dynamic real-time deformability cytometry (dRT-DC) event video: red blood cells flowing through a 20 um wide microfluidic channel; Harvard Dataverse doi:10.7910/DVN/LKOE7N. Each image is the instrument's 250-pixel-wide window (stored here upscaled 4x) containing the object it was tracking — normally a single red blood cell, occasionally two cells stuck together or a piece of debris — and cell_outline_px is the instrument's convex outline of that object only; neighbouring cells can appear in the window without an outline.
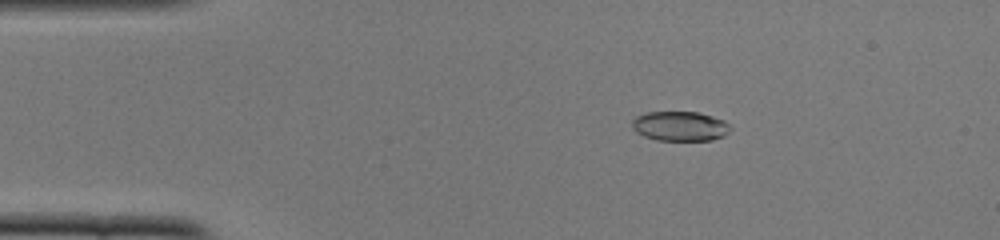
{"species": "common noctule bat (a hibernating species)", "species_latin": "Nyctalus noctula", "temperature_condition": "cold", "stored_images_in_passage": 52, "camera_frame_rate_fps": 3000, "um_per_image_px": 0.085, "animal": {"sex": "female", "body_mass_g": 22.0, "forearm_length_mm": 56.7}, "frame": {"image": 1, "passage_image": 9, "time_ms": 2.667, "image_size_px": [1000, 240], "cell_outline_px": [[732, 128], [724, 136], [712, 140], [656, 140], [644, 136], [636, 132], [632, 128], [632, 120], [636, 116], [644, 112], [696, 112], [712, 116], [724, 120]], "centroid_in_image_um": [57.78, 10.72], "position_along_channel_um": 27.2, "area_um2": 17.05}}
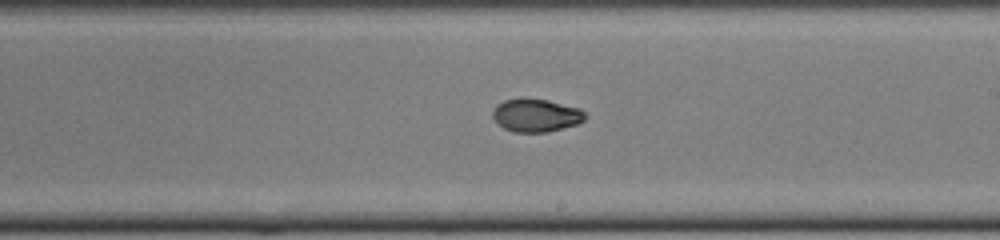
{"frame": {"image": 2, "passage_image": 30, "time_ms": 9.667, "image_size_px": [1000, 240], "cell_outline_px": [[588, 116], [584, 120], [576, 124], [548, 132], [512, 132], [504, 128], [492, 116], [492, 112], [496, 104], [504, 100], [548, 100], [580, 108]], "centroid_in_image_um": [45.59, 9.82], "position_along_channel_um": 243.4, "area_um2": 17.46}}
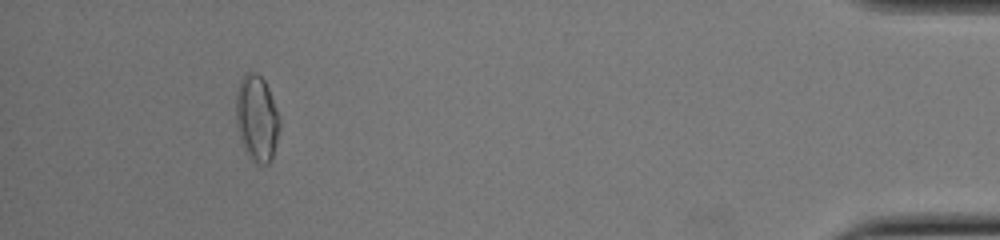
{"frame": {"image": 3, "passage_image": 48, "time_ms": 15.667, "image_size_px": [1000, 240], "cell_outline_px": [[280, 128], [272, 160], [268, 164], [256, 164], [244, 152], [240, 140], [236, 124], [236, 92], [240, 80], [244, 72], [256, 72], [264, 80], [268, 88], [280, 116]], "centroid_in_image_um": [21.82, 10.08], "position_along_channel_um": 413.4, "area_um2": 22.37}, "authors_computed_cell_mechanics": {"area_um2": 18.0336, "velocity_mm_per_s": 3.8847, "shape_relaxation_time_tau1_ms": 8.8591, "shape_relaxation_time_tau2_ms": 1.1779, "deformation_change_tau1": 0.2353, "deformation_change_tau2": 0.0409}}